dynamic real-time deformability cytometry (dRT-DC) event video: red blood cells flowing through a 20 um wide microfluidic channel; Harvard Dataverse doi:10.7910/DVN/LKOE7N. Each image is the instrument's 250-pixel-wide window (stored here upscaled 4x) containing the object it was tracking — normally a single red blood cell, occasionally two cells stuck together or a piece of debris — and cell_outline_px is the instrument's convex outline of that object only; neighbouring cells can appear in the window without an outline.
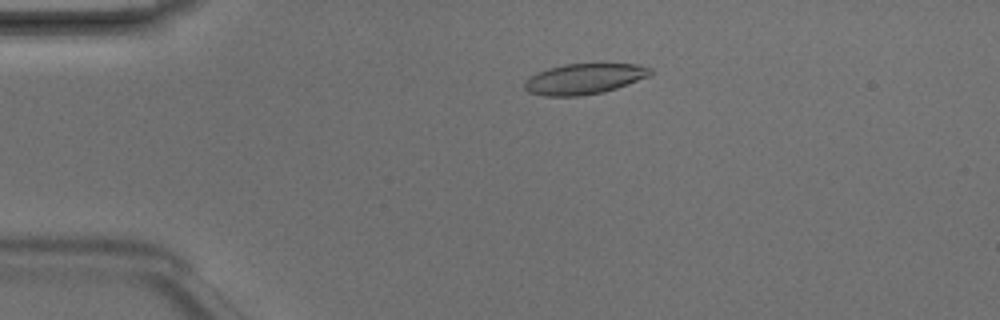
{"species": "Egyptian fruit bat (a non-hibernating species)", "species_latin": "Rousettus aegyptiacus", "temperature_condition": "room temperature", "stored_images_in_passage": 4, "camera_frame_rate_fps": 3000, "um_per_image_px": 0.085, "animal": {"sex": "male"}, "frame": {"image": 1, "passage_image": 2, "time_ms": 0.333, "image_size_px": [1000, 320], "cell_outline_px": [[652, 72], [648, 76], [628, 84], [604, 92], [580, 96], [544, 96], [528, 92], [524, 88], [524, 84], [536, 72], [548, 68], [564, 64], [636, 64], [652, 68]], "centroid_in_image_um": [49.65, 6.71], "position_along_channel_um": 35.4, "area_um2": 22.31}}